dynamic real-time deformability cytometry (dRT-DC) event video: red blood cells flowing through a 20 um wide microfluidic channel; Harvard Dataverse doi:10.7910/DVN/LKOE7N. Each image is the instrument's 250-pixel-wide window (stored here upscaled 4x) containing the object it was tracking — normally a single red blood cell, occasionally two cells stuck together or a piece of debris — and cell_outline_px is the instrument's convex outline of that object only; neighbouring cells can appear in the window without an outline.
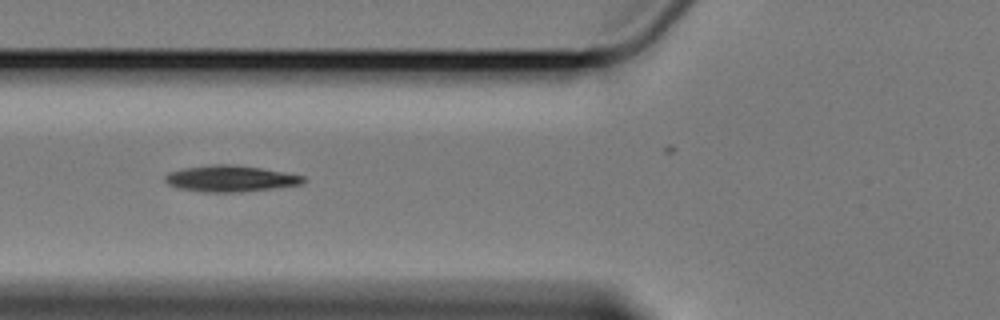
{"species": "Egyptian fruit bat (a non-hibernating species)", "species_latin": "Rousettus aegyptiacus", "temperature_condition": "cold", "stored_images_in_passage": 28, "camera_frame_rate_fps": 3000, "um_per_image_px": 0.085, "animal": {"sex": "female"}, "frame": {"image": 1, "passage_image": 2, "time_ms": 0.333, "image_size_px": [1000, 320], "cell_outline_px": [[308, 180], [300, 184], [272, 188], [228, 192], [208, 192], [180, 188], [168, 184], [164, 180], [164, 176], [168, 172], [184, 168], [212, 164], [236, 164], [260, 168], [304, 176]], "centroid_in_image_um": [19.55, 15.16], "position_along_channel_um": 106.2, "area_um2": 20.81}}
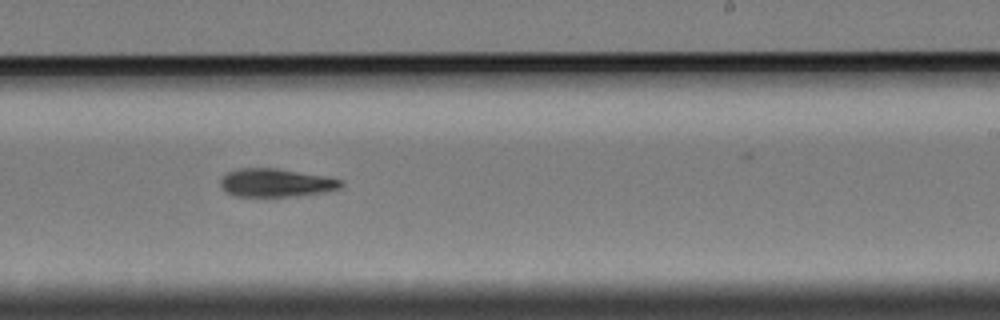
{"frame": {"image": 2, "passage_image": 16, "time_ms": 5.0, "image_size_px": [1000, 320], "cell_outline_px": [[344, 184], [340, 188], [324, 192], [296, 196], [236, 196], [228, 192], [220, 184], [220, 180], [228, 172], [240, 168], [276, 168], [328, 176], [340, 180]], "centroid_in_image_um": [23.5, 15.53], "position_along_channel_um": 265.5, "area_um2": 19.71}}
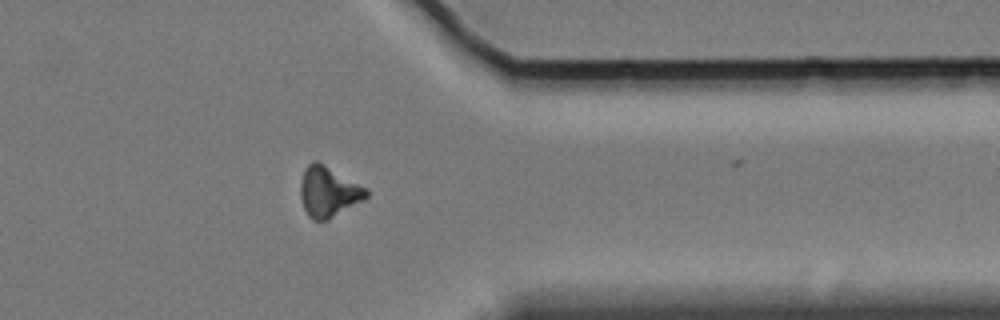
{"frame": {"image": 3, "passage_image": 27, "time_ms": 8.667, "image_size_px": [1000, 320], "cell_outline_px": [[368, 196], [364, 200], [328, 220], [312, 220], [308, 216], [304, 208], [300, 196], [300, 180], [304, 168], [312, 160], [316, 160], [324, 164], [368, 188]], "centroid_in_image_um": [27.91, 16.29], "position_along_channel_um": 383.5, "area_um2": 19.59}}